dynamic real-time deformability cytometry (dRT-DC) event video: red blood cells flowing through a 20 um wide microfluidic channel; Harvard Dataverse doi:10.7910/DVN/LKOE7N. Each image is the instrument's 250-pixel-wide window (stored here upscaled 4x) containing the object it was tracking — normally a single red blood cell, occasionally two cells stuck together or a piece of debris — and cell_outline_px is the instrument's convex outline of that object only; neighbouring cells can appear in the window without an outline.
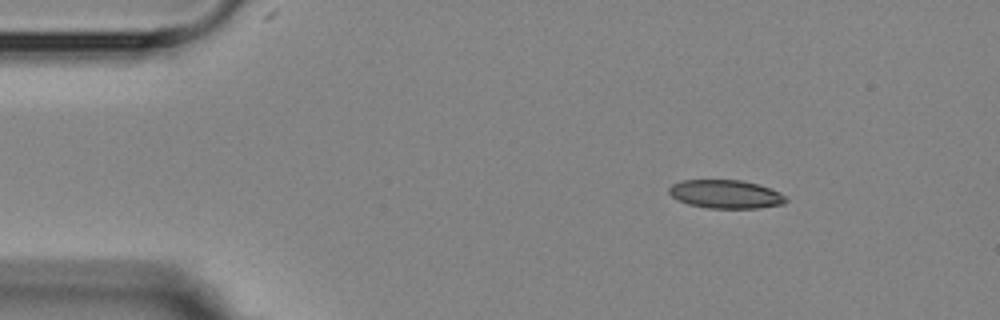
{"species": "Egyptian fruit bat (a non-hibernating species)", "species_latin": "Rousettus aegyptiacus", "temperature_condition": "room temperature", "stored_images_in_passage": 4, "camera_frame_rate_fps": 3000, "um_per_image_px": 0.085, "animal": {"sex": "female"}, "frame": {"image": 1, "passage_image": 1, "time_ms": 0.0, "image_size_px": [1000, 320], "cell_outline_px": [[788, 200], [784, 204], [760, 208], [708, 208], [688, 204], [672, 196], [668, 192], [668, 188], [672, 184], [680, 180], [740, 180], [760, 184], [780, 192]], "centroid_in_image_um": [61.7, 16.5], "position_along_channel_um": 23.3, "area_um2": 19.48}}
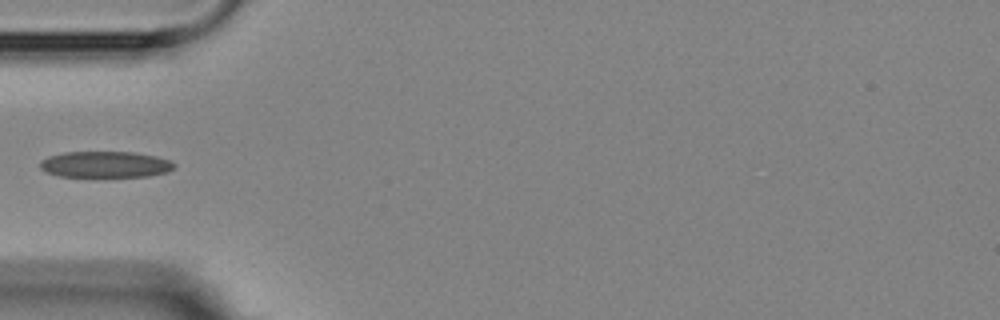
{"frame": {"image": 2, "passage_image": 4, "time_ms": 3.333, "image_size_px": [1000, 320], "cell_outline_px": [[176, 164], [168, 172], [148, 176], [60, 176], [48, 172], [40, 168], [40, 160], [48, 156], [64, 152], [136, 152], [156, 156], [172, 160]], "centroid_in_image_um": [8.98, 13.96], "position_along_channel_um": 76.0, "area_um2": 20.46}}